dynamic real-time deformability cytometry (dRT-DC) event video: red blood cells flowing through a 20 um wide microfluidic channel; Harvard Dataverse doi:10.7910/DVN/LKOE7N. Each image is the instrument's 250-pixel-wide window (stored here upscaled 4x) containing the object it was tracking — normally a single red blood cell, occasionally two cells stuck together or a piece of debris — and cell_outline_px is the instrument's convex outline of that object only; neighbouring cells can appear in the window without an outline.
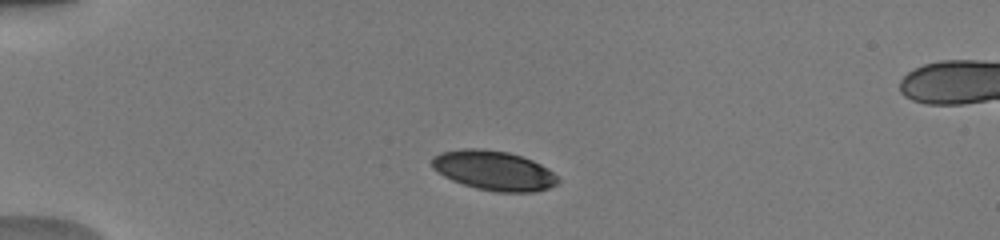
{"species": "human", "species_latin": "Homo sapiens", "temperature_condition": "warm", "stored_images_in_passage": 16, "camera_frame_rate_fps": 3000, "um_per_image_px": 0.085, "donor": {"sex": "male"}, "frame": {"image": 1, "passage_image": 1, "time_ms": 0.0, "image_size_px": [1000, 240], "cell_outline_px": [[560, 180], [556, 184], [548, 188], [536, 192], [496, 192], [476, 188], [452, 180], [444, 176], [432, 168], [432, 156], [440, 152], [460, 148], [480, 148], [508, 152], [532, 160], [548, 168]], "centroid_in_image_um": [41.95, 14.49], "position_along_channel_um": 43.0, "area_um2": 29.13}}
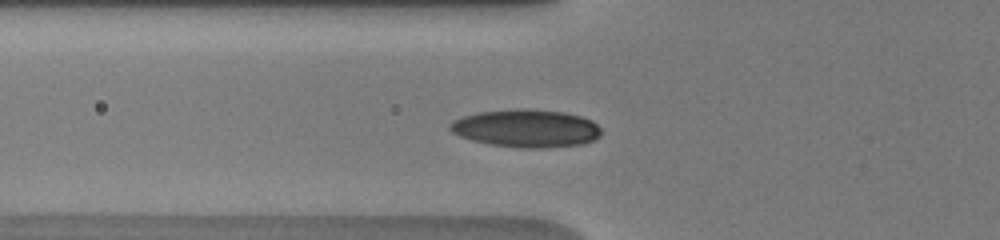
{"frame": {"image": 2, "passage_image": 11, "time_ms": 2.0, "image_size_px": [1000, 240], "cell_outline_px": [[600, 136], [592, 140], [580, 144], [492, 144], [472, 140], [460, 136], [452, 132], [448, 128], [448, 124], [452, 120], [476, 112], [516, 108], [528, 108], [564, 112], [580, 116], [592, 120], [600, 128]], "centroid_in_image_um": [44.66, 10.82], "position_along_channel_um": 81.1, "area_um2": 31.85}}